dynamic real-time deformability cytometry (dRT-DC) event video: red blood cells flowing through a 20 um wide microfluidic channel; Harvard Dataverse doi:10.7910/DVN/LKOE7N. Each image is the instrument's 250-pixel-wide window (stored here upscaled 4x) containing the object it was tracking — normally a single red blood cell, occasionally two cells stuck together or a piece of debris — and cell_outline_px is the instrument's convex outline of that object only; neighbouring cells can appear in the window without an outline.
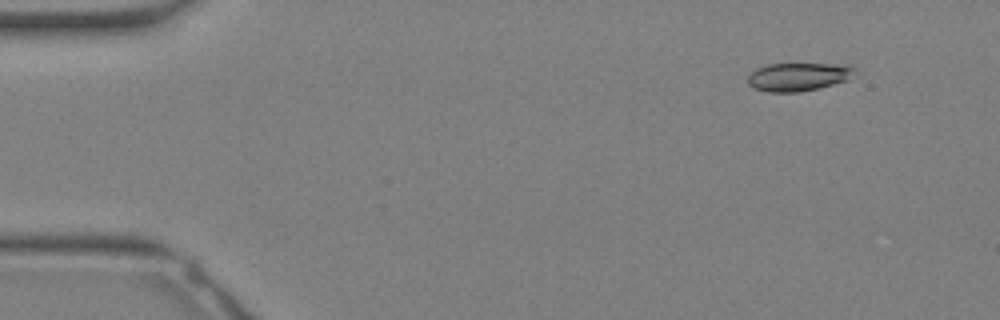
{"species": "Egyptian fruit bat (a non-hibernating species)", "species_latin": "Rousettus aegyptiacus", "temperature_condition": "warm", "stored_images_in_passage": 30, "camera_frame_rate_fps": 3000, "um_per_image_px": 0.085, "animal": {"sex": "female"}, "frame": {"image": 1, "passage_image": 1, "time_ms": 0.0, "image_size_px": [1000, 320], "cell_outline_px": [[856, 68], [848, 80], [820, 88], [800, 92], [768, 92], [756, 88], [748, 84], [748, 76], [756, 68], [768, 64], [852, 64]], "centroid_in_image_um": [67.89, 6.52], "position_along_channel_um": 17.1, "area_um2": 17.69}}
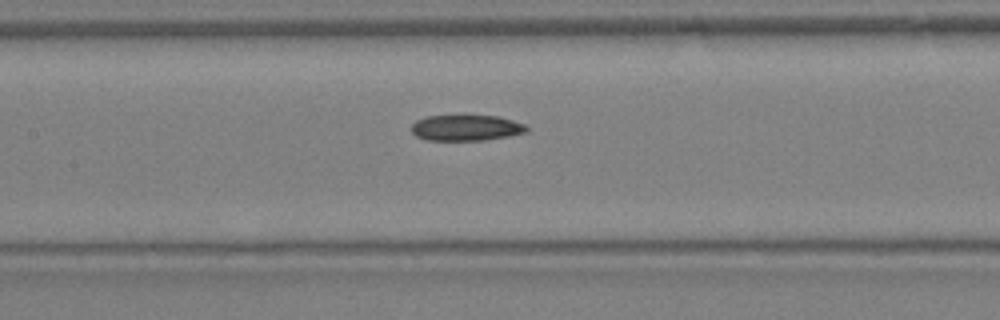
{"frame": {"image": 2, "passage_image": 13, "time_ms": 4.0, "image_size_px": [1000, 320], "cell_outline_px": [[528, 132], [508, 136], [484, 140], [428, 140], [416, 136], [412, 132], [412, 124], [416, 120], [428, 116], [496, 116], [512, 120], [524, 124], [528, 128]], "centroid_in_image_um": [39.62, 10.87], "position_along_channel_um": 167.8, "area_um2": 17.17}}
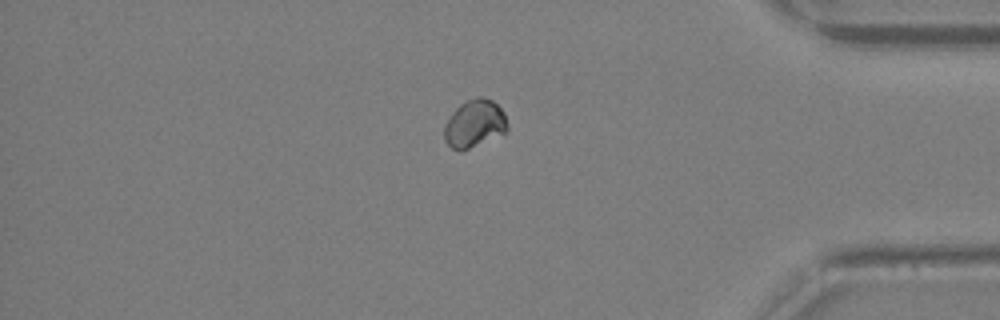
{"frame": {"image": 3, "passage_image": 25, "time_ms": 8.0, "image_size_px": [1000, 320], "cell_outline_px": [[508, 132], [460, 152], [452, 148], [444, 140], [444, 124], [452, 112], [460, 104], [476, 96], [484, 96], [492, 100], [504, 112], [508, 124]], "centroid_in_image_um": [40.34, 10.51], "position_along_channel_um": 394.9, "area_um2": 17.8}}